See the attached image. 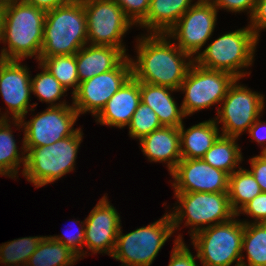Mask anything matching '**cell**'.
<instances>
[{
	"mask_svg": "<svg viewBox=\"0 0 266 266\" xmlns=\"http://www.w3.org/2000/svg\"><path fill=\"white\" fill-rule=\"evenodd\" d=\"M126 57L120 48L88 44L83 46L75 54L79 82L115 69Z\"/></svg>",
	"mask_w": 266,
	"mask_h": 266,
	"instance_id": "ffe728a7",
	"label": "cell"
},
{
	"mask_svg": "<svg viewBox=\"0 0 266 266\" xmlns=\"http://www.w3.org/2000/svg\"><path fill=\"white\" fill-rule=\"evenodd\" d=\"M82 137L83 133L79 128L73 135L49 146L25 148L23 176L38 188L53 183L75 170V160Z\"/></svg>",
	"mask_w": 266,
	"mask_h": 266,
	"instance_id": "277c9868",
	"label": "cell"
},
{
	"mask_svg": "<svg viewBox=\"0 0 266 266\" xmlns=\"http://www.w3.org/2000/svg\"><path fill=\"white\" fill-rule=\"evenodd\" d=\"M11 266H13V265H11ZM14 266H19V264L18 265H14ZM22 266V265H21ZM23 266H28L27 264H25V265H23Z\"/></svg>",
	"mask_w": 266,
	"mask_h": 266,
	"instance_id": "ee69618b",
	"label": "cell"
},
{
	"mask_svg": "<svg viewBox=\"0 0 266 266\" xmlns=\"http://www.w3.org/2000/svg\"><path fill=\"white\" fill-rule=\"evenodd\" d=\"M132 77L129 55L115 68L80 82L72 95L78 115L91 112L97 116L107 101Z\"/></svg>",
	"mask_w": 266,
	"mask_h": 266,
	"instance_id": "4fadbf2b",
	"label": "cell"
},
{
	"mask_svg": "<svg viewBox=\"0 0 266 266\" xmlns=\"http://www.w3.org/2000/svg\"><path fill=\"white\" fill-rule=\"evenodd\" d=\"M240 213L249 215L254 219L253 223H266V192H261L251 201L246 203L236 214Z\"/></svg>",
	"mask_w": 266,
	"mask_h": 266,
	"instance_id": "d590c367",
	"label": "cell"
},
{
	"mask_svg": "<svg viewBox=\"0 0 266 266\" xmlns=\"http://www.w3.org/2000/svg\"><path fill=\"white\" fill-rule=\"evenodd\" d=\"M46 11L20 0H7L3 24L0 31L1 41L7 48L1 49L4 60H25L35 56L39 61L42 50Z\"/></svg>",
	"mask_w": 266,
	"mask_h": 266,
	"instance_id": "7a4b0ae2",
	"label": "cell"
},
{
	"mask_svg": "<svg viewBox=\"0 0 266 266\" xmlns=\"http://www.w3.org/2000/svg\"><path fill=\"white\" fill-rule=\"evenodd\" d=\"M192 0H150L146 18L138 25L149 33L166 34L194 4Z\"/></svg>",
	"mask_w": 266,
	"mask_h": 266,
	"instance_id": "603a6c76",
	"label": "cell"
},
{
	"mask_svg": "<svg viewBox=\"0 0 266 266\" xmlns=\"http://www.w3.org/2000/svg\"><path fill=\"white\" fill-rule=\"evenodd\" d=\"M39 62L67 90L72 87V95L78 90L80 82L77 73L75 54L39 57Z\"/></svg>",
	"mask_w": 266,
	"mask_h": 266,
	"instance_id": "f1b7e54d",
	"label": "cell"
},
{
	"mask_svg": "<svg viewBox=\"0 0 266 266\" xmlns=\"http://www.w3.org/2000/svg\"><path fill=\"white\" fill-rule=\"evenodd\" d=\"M138 41L137 59L130 57L132 76L139 82L179 90L194 58L182 51L175 41L172 44L167 34L150 33L138 38Z\"/></svg>",
	"mask_w": 266,
	"mask_h": 266,
	"instance_id": "6da1fadb",
	"label": "cell"
},
{
	"mask_svg": "<svg viewBox=\"0 0 266 266\" xmlns=\"http://www.w3.org/2000/svg\"><path fill=\"white\" fill-rule=\"evenodd\" d=\"M170 175L175 192H228L229 175L202 158L181 159Z\"/></svg>",
	"mask_w": 266,
	"mask_h": 266,
	"instance_id": "9a60e30c",
	"label": "cell"
},
{
	"mask_svg": "<svg viewBox=\"0 0 266 266\" xmlns=\"http://www.w3.org/2000/svg\"><path fill=\"white\" fill-rule=\"evenodd\" d=\"M121 227L120 215L103 196L85 218L84 246L95 253L112 256Z\"/></svg>",
	"mask_w": 266,
	"mask_h": 266,
	"instance_id": "2e32d148",
	"label": "cell"
},
{
	"mask_svg": "<svg viewBox=\"0 0 266 266\" xmlns=\"http://www.w3.org/2000/svg\"><path fill=\"white\" fill-rule=\"evenodd\" d=\"M236 79L230 73L205 69L194 62L178 90L185 93L181 104L185 116L221 104Z\"/></svg>",
	"mask_w": 266,
	"mask_h": 266,
	"instance_id": "9c48e42d",
	"label": "cell"
},
{
	"mask_svg": "<svg viewBox=\"0 0 266 266\" xmlns=\"http://www.w3.org/2000/svg\"><path fill=\"white\" fill-rule=\"evenodd\" d=\"M78 116L72 104L71 106H49L28 122H25V119L13 120L14 126H18L19 129L24 127L21 151H25V148L49 146L73 135L78 130L73 128Z\"/></svg>",
	"mask_w": 266,
	"mask_h": 266,
	"instance_id": "8fae6325",
	"label": "cell"
},
{
	"mask_svg": "<svg viewBox=\"0 0 266 266\" xmlns=\"http://www.w3.org/2000/svg\"><path fill=\"white\" fill-rule=\"evenodd\" d=\"M173 233L170 214L127 234L120 227L111 257L121 261V266H150Z\"/></svg>",
	"mask_w": 266,
	"mask_h": 266,
	"instance_id": "ba28073f",
	"label": "cell"
},
{
	"mask_svg": "<svg viewBox=\"0 0 266 266\" xmlns=\"http://www.w3.org/2000/svg\"><path fill=\"white\" fill-rule=\"evenodd\" d=\"M217 9H225L227 11L239 13L248 11L249 18L252 16L256 0H208ZM248 9V10H247Z\"/></svg>",
	"mask_w": 266,
	"mask_h": 266,
	"instance_id": "8d00e7d4",
	"label": "cell"
},
{
	"mask_svg": "<svg viewBox=\"0 0 266 266\" xmlns=\"http://www.w3.org/2000/svg\"><path fill=\"white\" fill-rule=\"evenodd\" d=\"M251 170L257 183L260 185L261 191L266 192V160L257 155L250 158Z\"/></svg>",
	"mask_w": 266,
	"mask_h": 266,
	"instance_id": "f35d334b",
	"label": "cell"
},
{
	"mask_svg": "<svg viewBox=\"0 0 266 266\" xmlns=\"http://www.w3.org/2000/svg\"><path fill=\"white\" fill-rule=\"evenodd\" d=\"M217 125L215 119H211L185 130L182 123L178 127L181 159L202 158L221 135Z\"/></svg>",
	"mask_w": 266,
	"mask_h": 266,
	"instance_id": "7402d4cb",
	"label": "cell"
},
{
	"mask_svg": "<svg viewBox=\"0 0 266 266\" xmlns=\"http://www.w3.org/2000/svg\"><path fill=\"white\" fill-rule=\"evenodd\" d=\"M79 257L68 247L44 236L30 256L28 266H72Z\"/></svg>",
	"mask_w": 266,
	"mask_h": 266,
	"instance_id": "d4e9b609",
	"label": "cell"
},
{
	"mask_svg": "<svg viewBox=\"0 0 266 266\" xmlns=\"http://www.w3.org/2000/svg\"><path fill=\"white\" fill-rule=\"evenodd\" d=\"M206 227L191 236L203 266H235L244 263L242 240L244 222L237 219Z\"/></svg>",
	"mask_w": 266,
	"mask_h": 266,
	"instance_id": "52a82bcc",
	"label": "cell"
},
{
	"mask_svg": "<svg viewBox=\"0 0 266 266\" xmlns=\"http://www.w3.org/2000/svg\"><path fill=\"white\" fill-rule=\"evenodd\" d=\"M20 1L34 5L35 7L47 12L53 10L56 7L64 5L67 1H72V0H20Z\"/></svg>",
	"mask_w": 266,
	"mask_h": 266,
	"instance_id": "60d3db41",
	"label": "cell"
},
{
	"mask_svg": "<svg viewBox=\"0 0 266 266\" xmlns=\"http://www.w3.org/2000/svg\"><path fill=\"white\" fill-rule=\"evenodd\" d=\"M39 68H42V72L36 74L34 78H31V91L42 102L49 103L50 106H62L68 105L64 101L60 103H54L59 100L67 91L60 82L46 69L40 62ZM54 103V104H53Z\"/></svg>",
	"mask_w": 266,
	"mask_h": 266,
	"instance_id": "4dcf8cb0",
	"label": "cell"
},
{
	"mask_svg": "<svg viewBox=\"0 0 266 266\" xmlns=\"http://www.w3.org/2000/svg\"><path fill=\"white\" fill-rule=\"evenodd\" d=\"M258 40L248 24L246 28L215 39L198 56H194V62L205 69L224 71L240 79L248 74L243 72V68L252 65Z\"/></svg>",
	"mask_w": 266,
	"mask_h": 266,
	"instance_id": "5b68a950",
	"label": "cell"
},
{
	"mask_svg": "<svg viewBox=\"0 0 266 266\" xmlns=\"http://www.w3.org/2000/svg\"><path fill=\"white\" fill-rule=\"evenodd\" d=\"M236 79L229 87L226 96L221 101L220 108H217L216 123H222V134L224 136H240L248 130L262 115L264 95L252 92L246 86L238 85ZM218 120V122H217Z\"/></svg>",
	"mask_w": 266,
	"mask_h": 266,
	"instance_id": "7c38bea8",
	"label": "cell"
},
{
	"mask_svg": "<svg viewBox=\"0 0 266 266\" xmlns=\"http://www.w3.org/2000/svg\"><path fill=\"white\" fill-rule=\"evenodd\" d=\"M86 14L87 40L90 45L126 49L122 37L134 24L114 0H81Z\"/></svg>",
	"mask_w": 266,
	"mask_h": 266,
	"instance_id": "30bf717a",
	"label": "cell"
},
{
	"mask_svg": "<svg viewBox=\"0 0 266 266\" xmlns=\"http://www.w3.org/2000/svg\"><path fill=\"white\" fill-rule=\"evenodd\" d=\"M141 102L140 82L133 76L107 101L95 117L101 125L123 128L128 126Z\"/></svg>",
	"mask_w": 266,
	"mask_h": 266,
	"instance_id": "ac0fdd59",
	"label": "cell"
},
{
	"mask_svg": "<svg viewBox=\"0 0 266 266\" xmlns=\"http://www.w3.org/2000/svg\"><path fill=\"white\" fill-rule=\"evenodd\" d=\"M236 140H238L236 137L220 135L202 159L212 167L228 175L232 174L236 168H241L239 165L243 159Z\"/></svg>",
	"mask_w": 266,
	"mask_h": 266,
	"instance_id": "cb8c5ba5",
	"label": "cell"
},
{
	"mask_svg": "<svg viewBox=\"0 0 266 266\" xmlns=\"http://www.w3.org/2000/svg\"><path fill=\"white\" fill-rule=\"evenodd\" d=\"M259 156H261L264 160H266V146L263 147L261 154Z\"/></svg>",
	"mask_w": 266,
	"mask_h": 266,
	"instance_id": "7bdbcfd3",
	"label": "cell"
},
{
	"mask_svg": "<svg viewBox=\"0 0 266 266\" xmlns=\"http://www.w3.org/2000/svg\"><path fill=\"white\" fill-rule=\"evenodd\" d=\"M7 0H0V31L3 24V17H4V9L6 6Z\"/></svg>",
	"mask_w": 266,
	"mask_h": 266,
	"instance_id": "b9f144b4",
	"label": "cell"
},
{
	"mask_svg": "<svg viewBox=\"0 0 266 266\" xmlns=\"http://www.w3.org/2000/svg\"><path fill=\"white\" fill-rule=\"evenodd\" d=\"M7 113L0 116V175L9 176L12 179L18 177V168L21 163L25 166L26 152L23 151L22 157L17 150L16 141L13 137L12 129ZM24 155V156H23Z\"/></svg>",
	"mask_w": 266,
	"mask_h": 266,
	"instance_id": "484cf974",
	"label": "cell"
},
{
	"mask_svg": "<svg viewBox=\"0 0 266 266\" xmlns=\"http://www.w3.org/2000/svg\"><path fill=\"white\" fill-rule=\"evenodd\" d=\"M218 9L208 0H198L166 33L178 41L176 45L184 52L199 54L200 49L211 37L217 21Z\"/></svg>",
	"mask_w": 266,
	"mask_h": 266,
	"instance_id": "5bb4252c",
	"label": "cell"
},
{
	"mask_svg": "<svg viewBox=\"0 0 266 266\" xmlns=\"http://www.w3.org/2000/svg\"><path fill=\"white\" fill-rule=\"evenodd\" d=\"M195 258H198V256H194L190 252V249L184 243L182 236L178 235L174 240V247L171 251L168 266H198Z\"/></svg>",
	"mask_w": 266,
	"mask_h": 266,
	"instance_id": "e575fe53",
	"label": "cell"
},
{
	"mask_svg": "<svg viewBox=\"0 0 266 266\" xmlns=\"http://www.w3.org/2000/svg\"><path fill=\"white\" fill-rule=\"evenodd\" d=\"M28 70L19 60H4L0 56V93L13 120L24 119L28 111L35 110L29 104L32 91Z\"/></svg>",
	"mask_w": 266,
	"mask_h": 266,
	"instance_id": "e0dca14e",
	"label": "cell"
},
{
	"mask_svg": "<svg viewBox=\"0 0 266 266\" xmlns=\"http://www.w3.org/2000/svg\"><path fill=\"white\" fill-rule=\"evenodd\" d=\"M179 205L169 213L174 232L186 217L185 226H191L190 236L196 232L237 217L232 210L228 192H174ZM208 224V225H207ZM207 225V226H205ZM202 226V227H201Z\"/></svg>",
	"mask_w": 266,
	"mask_h": 266,
	"instance_id": "8992f818",
	"label": "cell"
},
{
	"mask_svg": "<svg viewBox=\"0 0 266 266\" xmlns=\"http://www.w3.org/2000/svg\"><path fill=\"white\" fill-rule=\"evenodd\" d=\"M176 89L140 82L141 102L150 106L157 114L158 120L162 126H171L178 128L185 118L181 106L174 101L171 92Z\"/></svg>",
	"mask_w": 266,
	"mask_h": 266,
	"instance_id": "44dd1931",
	"label": "cell"
},
{
	"mask_svg": "<svg viewBox=\"0 0 266 266\" xmlns=\"http://www.w3.org/2000/svg\"><path fill=\"white\" fill-rule=\"evenodd\" d=\"M88 44L86 14L81 0L47 11L39 57L76 54Z\"/></svg>",
	"mask_w": 266,
	"mask_h": 266,
	"instance_id": "3957f363",
	"label": "cell"
},
{
	"mask_svg": "<svg viewBox=\"0 0 266 266\" xmlns=\"http://www.w3.org/2000/svg\"><path fill=\"white\" fill-rule=\"evenodd\" d=\"M44 236L24 237L0 245V264L25 265ZM21 263V264H20Z\"/></svg>",
	"mask_w": 266,
	"mask_h": 266,
	"instance_id": "f546056e",
	"label": "cell"
},
{
	"mask_svg": "<svg viewBox=\"0 0 266 266\" xmlns=\"http://www.w3.org/2000/svg\"><path fill=\"white\" fill-rule=\"evenodd\" d=\"M250 27L258 38L259 32L266 29V0H256L255 9L250 17Z\"/></svg>",
	"mask_w": 266,
	"mask_h": 266,
	"instance_id": "74e56055",
	"label": "cell"
},
{
	"mask_svg": "<svg viewBox=\"0 0 266 266\" xmlns=\"http://www.w3.org/2000/svg\"><path fill=\"white\" fill-rule=\"evenodd\" d=\"M242 222V251H246L248 263H241L240 266H266V223Z\"/></svg>",
	"mask_w": 266,
	"mask_h": 266,
	"instance_id": "83f0119b",
	"label": "cell"
},
{
	"mask_svg": "<svg viewBox=\"0 0 266 266\" xmlns=\"http://www.w3.org/2000/svg\"><path fill=\"white\" fill-rule=\"evenodd\" d=\"M74 223V222H73ZM76 233H67L65 232L64 235H57V236H50L52 239L61 242L63 245L68 247L70 250H72L78 257L81 259V257L86 254L84 252V242H85V220L81 222L80 228L77 230Z\"/></svg>",
	"mask_w": 266,
	"mask_h": 266,
	"instance_id": "836d02e7",
	"label": "cell"
},
{
	"mask_svg": "<svg viewBox=\"0 0 266 266\" xmlns=\"http://www.w3.org/2000/svg\"><path fill=\"white\" fill-rule=\"evenodd\" d=\"M128 127L130 137L140 140L152 131L161 128L162 125L153 109L140 102L131 118L130 123L128 124Z\"/></svg>",
	"mask_w": 266,
	"mask_h": 266,
	"instance_id": "1f68e13d",
	"label": "cell"
},
{
	"mask_svg": "<svg viewBox=\"0 0 266 266\" xmlns=\"http://www.w3.org/2000/svg\"><path fill=\"white\" fill-rule=\"evenodd\" d=\"M140 147L150 162H164L171 173L181 160L178 128L162 126L142 137Z\"/></svg>",
	"mask_w": 266,
	"mask_h": 266,
	"instance_id": "d6986e66",
	"label": "cell"
},
{
	"mask_svg": "<svg viewBox=\"0 0 266 266\" xmlns=\"http://www.w3.org/2000/svg\"><path fill=\"white\" fill-rule=\"evenodd\" d=\"M261 192L260 185L249 170L239 168L229 175L228 196L231 208L236 214Z\"/></svg>",
	"mask_w": 266,
	"mask_h": 266,
	"instance_id": "4316f807",
	"label": "cell"
},
{
	"mask_svg": "<svg viewBox=\"0 0 266 266\" xmlns=\"http://www.w3.org/2000/svg\"><path fill=\"white\" fill-rule=\"evenodd\" d=\"M123 10L125 16L139 25L147 16L150 0H114Z\"/></svg>",
	"mask_w": 266,
	"mask_h": 266,
	"instance_id": "d6a6232c",
	"label": "cell"
},
{
	"mask_svg": "<svg viewBox=\"0 0 266 266\" xmlns=\"http://www.w3.org/2000/svg\"><path fill=\"white\" fill-rule=\"evenodd\" d=\"M259 118L260 117H258L254 124L248 129V133L258 144H261L263 147V145L266 144V121L262 122L259 120Z\"/></svg>",
	"mask_w": 266,
	"mask_h": 266,
	"instance_id": "ab89813d",
	"label": "cell"
}]
</instances>
